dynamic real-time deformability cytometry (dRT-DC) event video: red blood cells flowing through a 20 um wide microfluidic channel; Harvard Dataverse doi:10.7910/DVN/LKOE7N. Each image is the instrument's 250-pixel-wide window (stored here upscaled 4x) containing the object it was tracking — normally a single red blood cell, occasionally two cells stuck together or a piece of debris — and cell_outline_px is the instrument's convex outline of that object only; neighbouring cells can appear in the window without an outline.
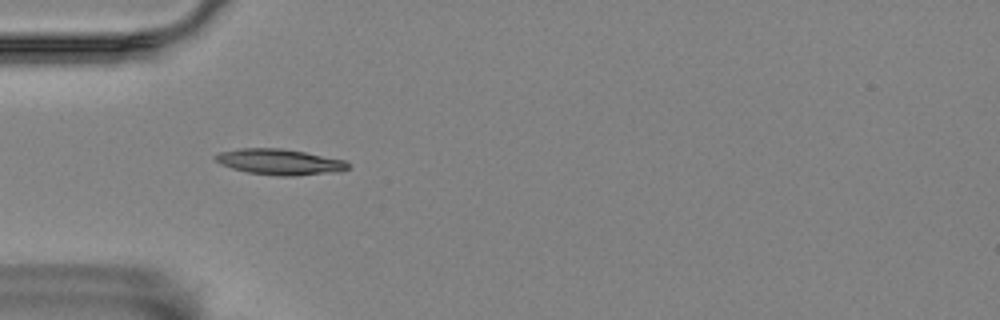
{"species": "Egyptian fruit bat (a non-hibernating species)", "species_latin": "Rousettus aegyptiacus", "temperature_condition": "room temperature", "stored_images_in_passage": 2, "camera_frame_rate_fps": 3000, "um_per_image_px": 0.085, "animal": {"sex": "female"}, "frame": {"image": 1, "passage_image": 1, "time_ms": 0.0, "image_size_px": [1000, 320], "cell_outline_px": [[348, 168], [340, 172], [296, 176], [276, 176], [248, 172], [232, 168], [220, 164], [212, 156], [220, 152], [240, 148], [280, 148], [304, 152], [344, 160], [348, 164]], "centroid_in_image_um": [23.75, 13.77], "position_along_channel_um": 61.2, "area_um2": 19.94}}
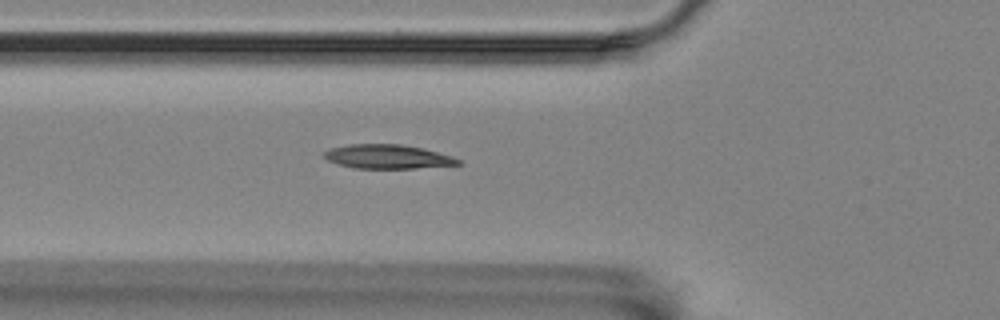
{"frame": {"image": 2, "passage_image": 2, "time_ms": 0.333, "image_size_px": [1000, 320], "cell_outline_px": [[464, 164], [416, 168], [352, 168], [328, 160], [324, 156], [324, 152], [328, 148], [348, 144], [400, 144], [420, 148], [452, 156], [460, 160]], "centroid_in_image_um": [32.93, 13.31], "position_along_channel_um": 92.9, "area_um2": 18.67}}